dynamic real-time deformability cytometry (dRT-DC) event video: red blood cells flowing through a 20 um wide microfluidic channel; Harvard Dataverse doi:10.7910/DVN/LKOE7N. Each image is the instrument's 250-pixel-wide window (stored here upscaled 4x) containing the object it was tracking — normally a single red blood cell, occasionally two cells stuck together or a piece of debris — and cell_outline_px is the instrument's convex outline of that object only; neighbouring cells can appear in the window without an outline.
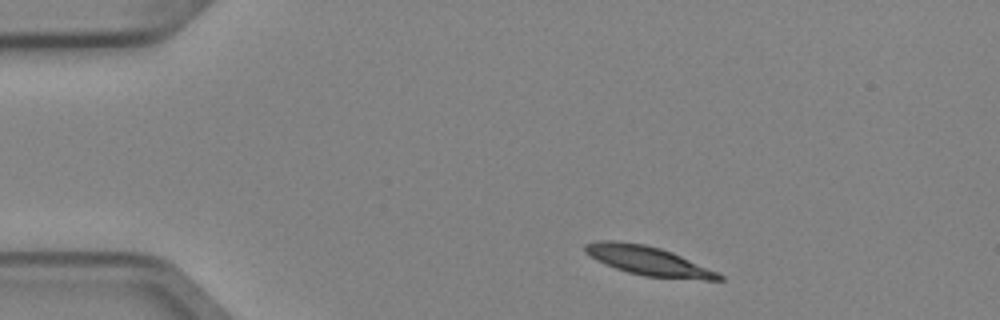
{"species": "Egyptian fruit bat (a non-hibernating species)", "species_latin": "Rousettus aegyptiacus", "temperature_condition": "cold", "stored_images_in_passage": 4, "camera_frame_rate_fps": 3000, "um_per_image_px": 0.085, "animal": {"sex": "female"}, "frame": {"image": 1, "passage_image": 1, "time_ms": 0.0, "image_size_px": [1000, 320], "cell_outline_px": [[724, 280], [704, 280], [644, 276], [628, 272], [604, 264], [596, 260], [584, 252], [584, 244], [596, 240], [616, 240], [644, 244], [660, 248], [672, 252], [716, 272], [724, 276]], "centroid_in_image_um": [55.04, 22.15], "position_along_channel_um": 30.0, "area_um2": 22.6}}
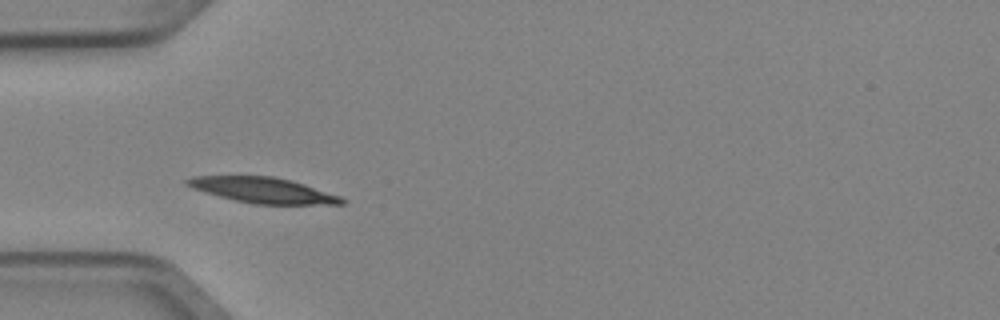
{"frame": {"image": 2, "passage_image": 3, "time_ms": 0.667, "image_size_px": [1000, 320], "cell_outline_px": [[348, 200], [344, 204], [256, 204], [236, 200], [204, 192], [192, 188], [184, 184], [184, 180], [192, 176], [272, 176], [292, 180], [340, 196]], "centroid_in_image_um": [22.35, 16.16], "position_along_channel_um": 62.6, "area_um2": 22.89}}
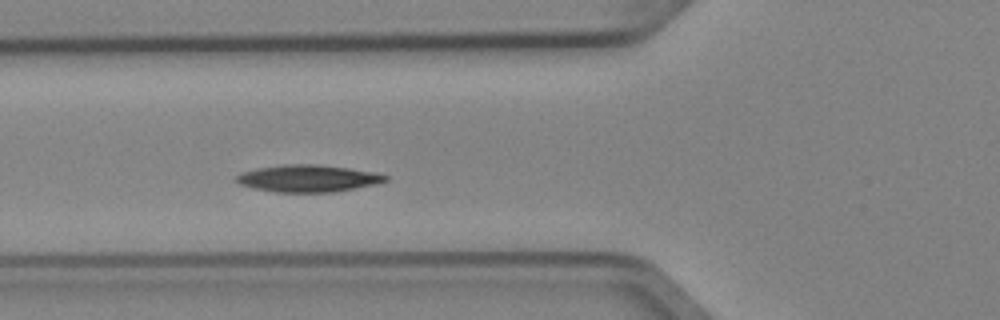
{"frame": {"image": 3, "passage_image": 4, "time_ms": 1.0, "image_size_px": [1000, 320], "cell_outline_px": [[388, 180], [376, 184], [332, 192], [276, 192], [252, 188], [240, 184], [236, 180], [236, 176], [244, 172], [256, 168], [284, 164], [320, 164], [376, 172], [388, 176]], "centroid_in_image_um": [26.19, 15.16], "position_along_channel_um": 99.6, "area_um2": 23.47}}